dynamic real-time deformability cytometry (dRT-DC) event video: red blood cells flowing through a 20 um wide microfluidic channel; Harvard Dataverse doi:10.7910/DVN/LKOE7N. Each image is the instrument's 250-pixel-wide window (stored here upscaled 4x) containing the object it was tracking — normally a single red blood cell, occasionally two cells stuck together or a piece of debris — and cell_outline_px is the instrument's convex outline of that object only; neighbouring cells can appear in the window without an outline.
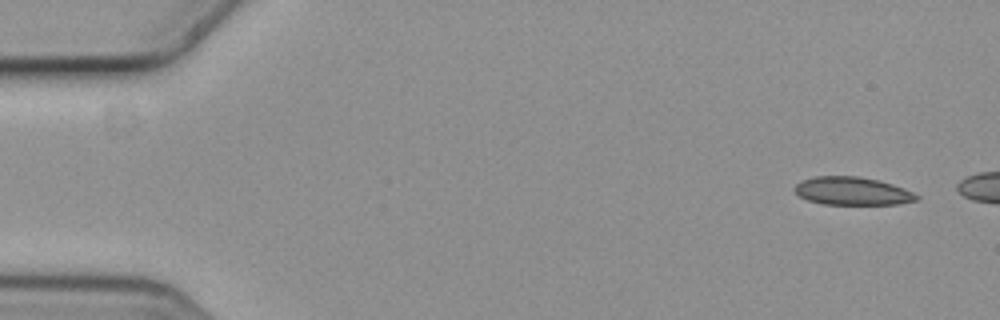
{"species": "common noctule bat (a hibernating species)", "species_latin": "Nyctalus noctula", "temperature_condition": "cold", "stored_images_in_passage": 3, "camera_frame_rate_fps": 3000, "um_per_image_px": 0.085, "animal": {"sex": "female", "body_mass_g": 19.3, "forearm_length_mm": 54.1}, "frame": {"image": 1, "passage_image": 1, "time_ms": 0.0, "image_size_px": [1000, 320], "cell_outline_px": [[920, 200], [900, 204], [824, 204], [808, 200], [800, 196], [792, 188], [796, 184], [804, 180], [816, 176], [860, 176], [880, 180], [904, 188], [920, 196]], "centroid_in_image_um": [72.49, 16.24], "position_along_channel_um": 12.5, "area_um2": 20.0}}